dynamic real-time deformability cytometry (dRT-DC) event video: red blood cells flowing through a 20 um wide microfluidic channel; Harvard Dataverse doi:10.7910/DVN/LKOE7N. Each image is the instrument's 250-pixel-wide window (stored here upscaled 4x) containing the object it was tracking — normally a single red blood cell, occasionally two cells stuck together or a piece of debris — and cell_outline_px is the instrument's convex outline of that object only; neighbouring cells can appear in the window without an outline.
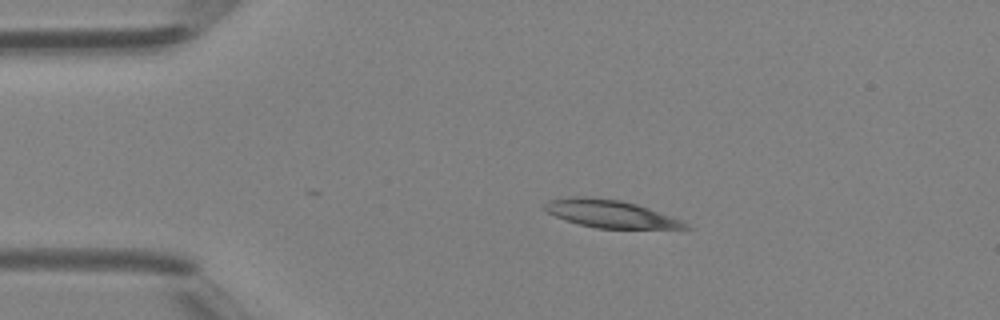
{"species": "Egyptian fruit bat (a non-hibernating species)", "species_latin": "Rousettus aegyptiacus", "temperature_condition": "room temperature", "stored_images_in_passage": 32, "camera_frame_rate_fps": 3000, "um_per_image_px": 0.085, "animal": {"sex": "female"}, "frame": {"image": 1, "passage_image": 1, "time_ms": 0.0, "image_size_px": [1000, 320], "cell_outline_px": [[696, 228], [596, 228], [580, 224], [556, 216], [540, 208], [548, 200], [568, 196], [588, 196], [620, 200], [636, 204], [648, 208], [680, 220]], "centroid_in_image_um": [51.82, 18.15], "position_along_channel_um": 33.2, "area_um2": 22.43}}
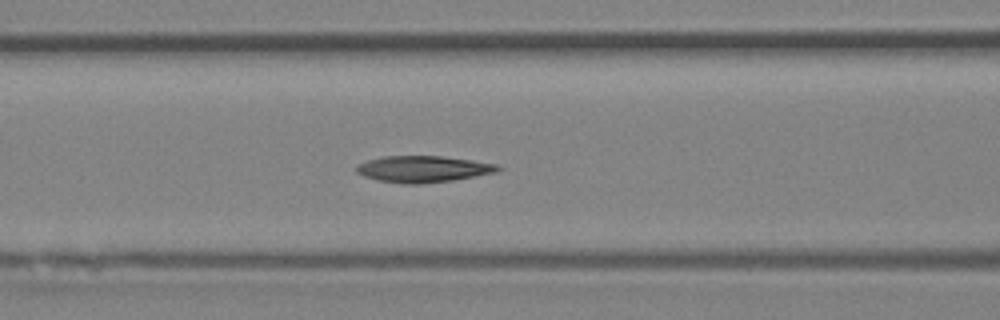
{"frame": {"image": 2, "passage_image": 10, "time_ms": 3.0, "image_size_px": [1000, 320], "cell_outline_px": [[504, 168], [500, 172], [452, 180], [420, 184], [404, 184], [380, 180], [364, 176], [356, 172], [356, 164], [368, 160], [384, 156], [440, 156], [472, 160], [500, 164]], "centroid_in_image_um": [36.03, 14.36], "position_along_channel_um": 130.6, "area_um2": 21.96}}
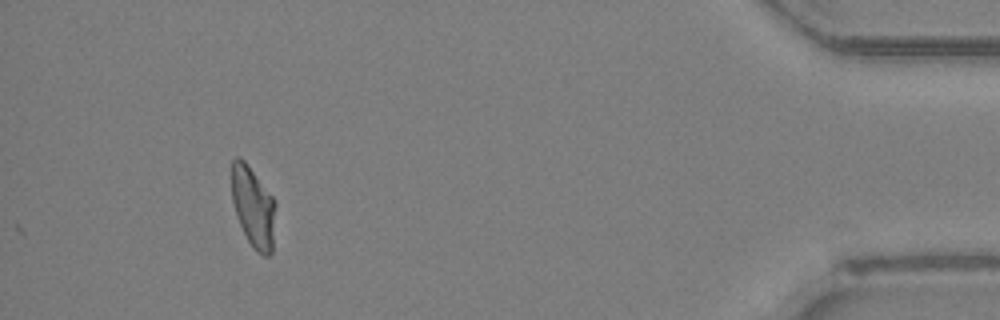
{"frame": {"image": 3, "passage_image": 32, "time_ms": 10.333, "image_size_px": [1000, 320], "cell_outline_px": [[276, 204], [272, 252], [268, 256], [264, 256], [256, 252], [252, 248], [240, 224], [232, 200], [232, 160], [236, 156], [240, 156], [244, 160], [276, 200]], "centroid_in_image_um": [21.54, 17.6], "position_along_channel_um": 413.7, "area_um2": 20.69}}